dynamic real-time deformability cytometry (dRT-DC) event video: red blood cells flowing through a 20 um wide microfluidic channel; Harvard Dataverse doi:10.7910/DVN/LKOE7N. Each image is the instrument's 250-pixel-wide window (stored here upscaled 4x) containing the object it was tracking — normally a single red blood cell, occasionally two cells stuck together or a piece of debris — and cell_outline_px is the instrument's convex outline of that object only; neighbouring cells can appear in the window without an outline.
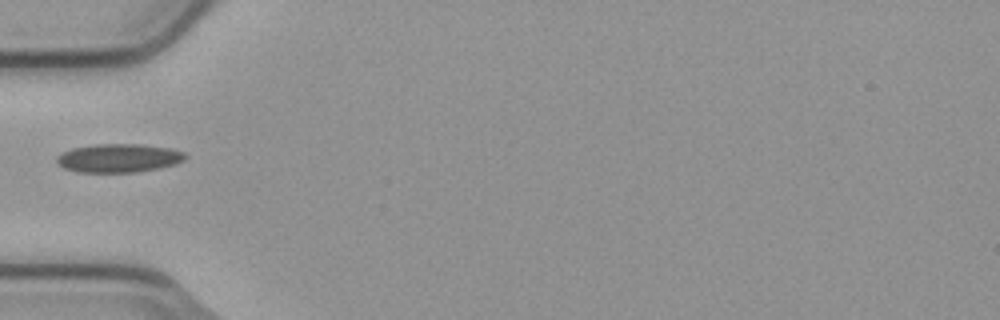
{"species": "common noctule bat (a hibernating species)", "species_latin": "Nyctalus noctula", "temperature_condition": "cold", "stored_images_in_passage": 2, "camera_frame_rate_fps": 3000, "um_per_image_px": 0.085, "animal": {"sex": "male", "body_mass_g": 23.1, "forearm_length_mm": 52.7}, "frame": {"image": 1, "passage_image": 1, "time_ms": 0.0, "image_size_px": [1000, 320], "cell_outline_px": [[188, 156], [184, 160], [176, 164], [136, 172], [76, 172], [64, 168], [56, 164], [56, 156], [72, 148], [96, 144], [140, 144], [168, 148], [184, 152]], "centroid_in_image_um": [10.06, 13.44], "position_along_channel_um": 74.9, "area_um2": 21.39}}
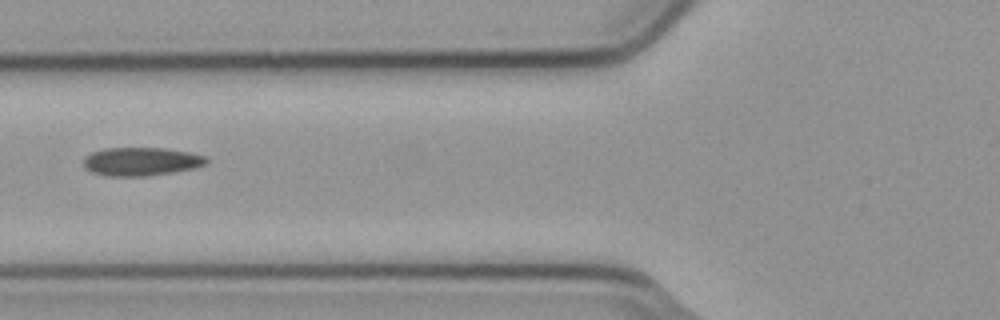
{"frame": {"image": 2, "passage_image": 2, "time_ms": 0.333, "image_size_px": [1000, 320], "cell_outline_px": [[208, 164], [196, 168], [172, 172], [144, 176], [108, 176], [92, 172], [84, 168], [84, 156], [92, 152], [104, 148], [164, 148], [188, 152], [208, 156]], "centroid_in_image_um": [12.02, 13.72], "position_along_channel_um": 113.8, "area_um2": 20.46}}